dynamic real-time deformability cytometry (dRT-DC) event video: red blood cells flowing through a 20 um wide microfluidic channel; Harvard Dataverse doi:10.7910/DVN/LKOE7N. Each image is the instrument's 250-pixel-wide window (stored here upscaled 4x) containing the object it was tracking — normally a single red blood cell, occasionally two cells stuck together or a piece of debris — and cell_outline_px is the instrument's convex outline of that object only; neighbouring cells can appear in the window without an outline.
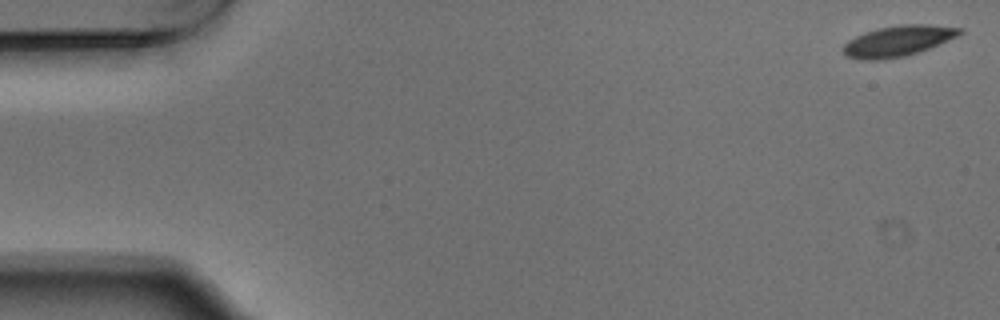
{"species": "Egyptian fruit bat (a non-hibernating species)", "species_latin": "Rousettus aegyptiacus", "temperature_condition": "warm", "stored_images_in_passage": 6, "camera_frame_rate_fps": 3000, "um_per_image_px": 0.085, "animal": {"sex": "male"}, "frame": {"image": 1, "passage_image": 1, "time_ms": 0.0, "image_size_px": [1000, 320], "cell_outline_px": [[964, 32], [956, 36], [928, 48], [904, 56], [880, 60], [864, 60], [844, 56], [844, 44], [848, 40], [864, 32], [880, 28], [900, 24], [928, 24], [964, 28]], "centroid_in_image_um": [76.31, 3.47], "position_along_channel_um": 8.7, "area_um2": 20.63}}